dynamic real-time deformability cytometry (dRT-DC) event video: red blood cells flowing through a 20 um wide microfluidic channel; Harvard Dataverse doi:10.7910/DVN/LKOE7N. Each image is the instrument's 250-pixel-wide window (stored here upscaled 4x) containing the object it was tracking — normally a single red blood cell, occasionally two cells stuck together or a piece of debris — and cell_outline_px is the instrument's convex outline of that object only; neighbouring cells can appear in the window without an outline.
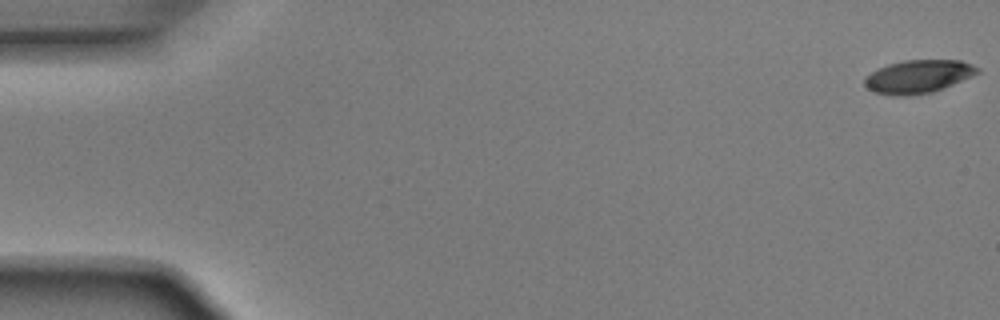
{"species": "Egyptian fruit bat (a non-hibernating species)", "species_latin": "Rousettus aegyptiacus", "temperature_condition": "room temperature", "stored_images_in_passage": 52, "camera_frame_rate_fps": 3000, "um_per_image_px": 0.085, "animal": {"sex": "male"}, "frame": {"image": 1, "passage_image": 1, "time_ms": 0.0, "image_size_px": [1000, 320], "cell_outline_px": [[980, 72], [972, 76], [932, 92], [908, 96], [892, 96], [872, 92], [864, 84], [864, 80], [872, 72], [888, 64], [904, 60], [960, 60], [972, 64], [980, 68]], "centroid_in_image_um": [78.05, 6.51], "position_along_channel_um": 6.9, "area_um2": 21.73}}
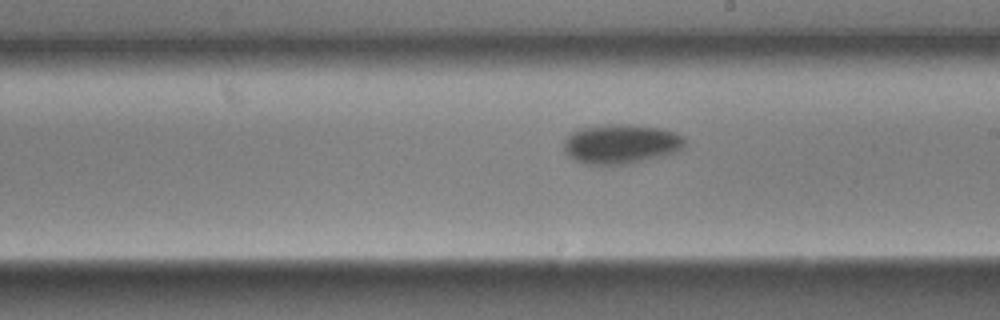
{"frame": {"image": 2, "passage_image": 30, "time_ms": 9.667, "image_size_px": [1000, 320], "cell_outline_px": [[688, 140], [684, 148], [680, 152], [664, 156], [628, 164], [604, 168], [588, 164], [576, 160], [568, 156], [564, 152], [564, 140], [572, 132], [580, 128], [604, 124], [628, 124], [660, 128], [676, 132], [684, 136]], "centroid_in_image_um": [52.83, 12.27], "position_along_channel_um": 236.2, "area_um2": 28.9}}
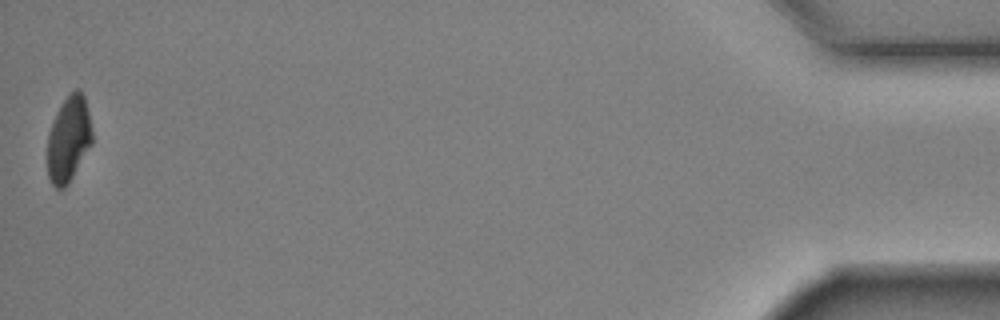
{"frame": {"image": 3, "passage_image": 52, "time_ms": 17.0, "image_size_px": [1000, 320], "cell_outline_px": [[92, 144], [68, 184], [64, 188], [56, 188], [52, 184], [48, 176], [48, 132], [64, 100], [76, 88], [84, 96], [88, 112], [92, 132]], "centroid_in_image_um": [5.84, 11.87], "position_along_channel_um": 429.4, "area_um2": 21.85}, "authors_computed_cell_mechanics": {"area_um2": 25.0274, "velocity_mm_per_s": 3.9113, "shape_relaxation_time_tau1_ms": 2.7063, "shape_relaxation_time_tau2_ms": 3.7434, "deformation_change_tau1": 0.1266, "deformation_change_tau2": 0.0675}}